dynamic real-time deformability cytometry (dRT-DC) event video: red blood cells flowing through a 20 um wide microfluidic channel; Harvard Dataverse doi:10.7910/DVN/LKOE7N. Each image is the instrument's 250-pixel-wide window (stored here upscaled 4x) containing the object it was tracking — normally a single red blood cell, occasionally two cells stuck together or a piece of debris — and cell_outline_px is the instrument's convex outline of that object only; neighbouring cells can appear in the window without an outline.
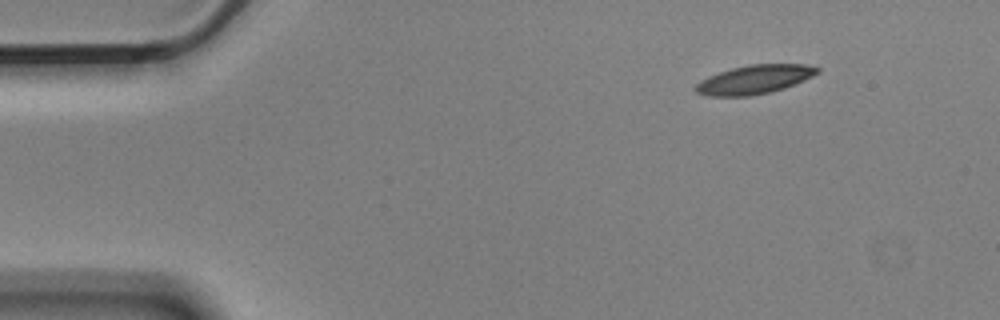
{"species": "Egyptian fruit bat (a non-hibernating species)", "species_latin": "Rousettus aegyptiacus", "temperature_condition": "cold", "stored_images_in_passage": 9, "camera_frame_rate_fps": 3000, "um_per_image_px": 0.085, "animal": {"sex": "male"}, "frame": {"image": 1, "passage_image": 1, "time_ms": 0.0, "image_size_px": [1000, 320], "cell_outline_px": [[820, 72], [804, 80], [784, 88], [772, 92], [748, 96], [708, 96], [696, 92], [692, 88], [700, 80], [708, 76], [732, 68], [748, 64], [808, 64], [820, 68]], "centroid_in_image_um": [64.12, 6.75], "position_along_channel_um": 20.9, "area_um2": 20.58}}
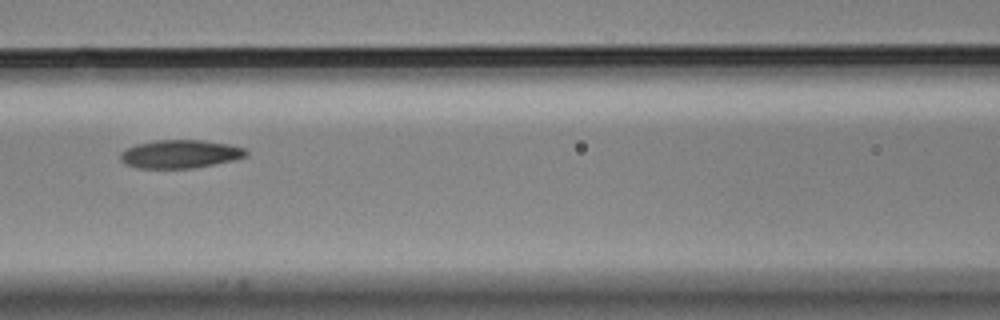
{"frame": {"image": 2, "passage_image": 6, "time_ms": 1.667, "image_size_px": [1000, 320], "cell_outline_px": [[248, 156], [232, 160], [196, 168], [136, 168], [124, 164], [120, 160], [120, 152], [136, 144], [156, 140], [204, 140], [228, 144], [244, 148], [248, 152]], "centroid_in_image_um": [15.29, 13.09], "position_along_channel_um": 151.3, "area_um2": 20.81}}
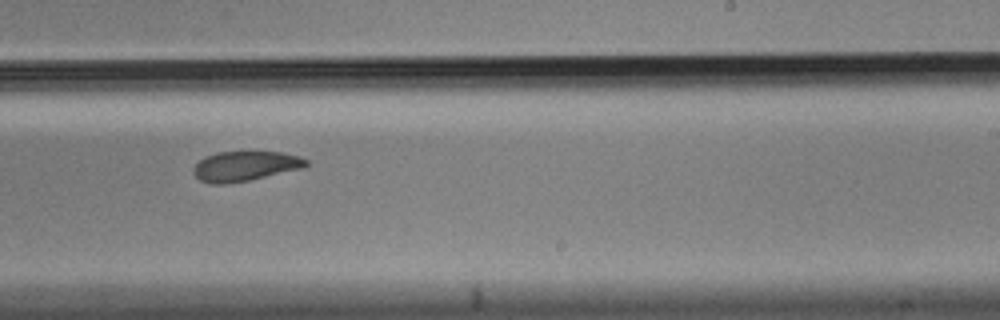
{"frame": {"image": 3, "passage_image": 9, "time_ms": 2.667, "image_size_px": [1000, 320], "cell_outline_px": [[308, 164], [304, 168], [248, 180], [224, 184], [212, 184], [200, 180], [192, 172], [192, 168], [200, 160], [216, 152], [280, 152], [300, 156], [308, 160]], "centroid_in_image_um": [20.84, 14.12], "position_along_channel_um": 268.2, "area_um2": 19.48}}